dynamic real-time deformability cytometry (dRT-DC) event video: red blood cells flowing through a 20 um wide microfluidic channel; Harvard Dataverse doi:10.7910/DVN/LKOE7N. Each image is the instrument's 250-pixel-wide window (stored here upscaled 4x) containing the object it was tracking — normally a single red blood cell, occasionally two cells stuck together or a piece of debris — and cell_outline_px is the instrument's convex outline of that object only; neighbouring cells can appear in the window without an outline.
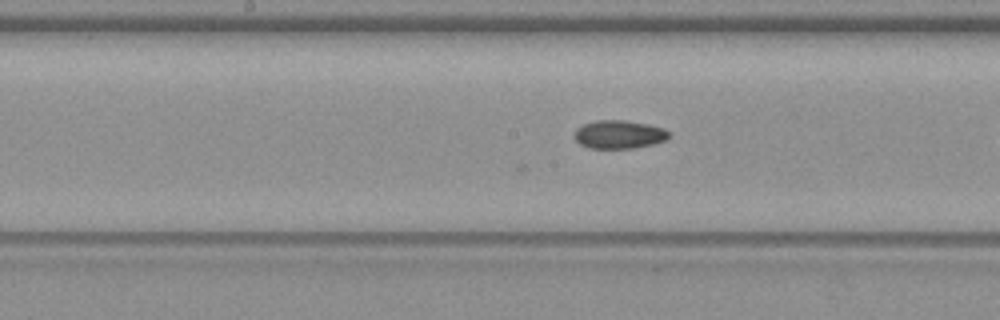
{"species": "common noctule bat (a hibernating species)", "species_latin": "Nyctalus noctula", "temperature_condition": "warm", "stored_images_in_passage": 12, "camera_frame_rate_fps": 3000, "um_per_image_px": 0.085, "animal": {"sex": "female", "body_mass_g": 19.3, "forearm_length_mm": 54.1}, "frame": {"image": 1, "passage_image": 11, "time_ms": 3.333, "image_size_px": [1000, 320], "cell_outline_px": [[668, 140], [636, 148], [588, 148], [580, 144], [572, 136], [576, 128], [584, 124], [596, 120], [624, 120], [664, 128], [668, 132]], "centroid_in_image_um": [52.58, 11.43], "position_along_channel_um": 195.6, "area_um2": 15.61}}